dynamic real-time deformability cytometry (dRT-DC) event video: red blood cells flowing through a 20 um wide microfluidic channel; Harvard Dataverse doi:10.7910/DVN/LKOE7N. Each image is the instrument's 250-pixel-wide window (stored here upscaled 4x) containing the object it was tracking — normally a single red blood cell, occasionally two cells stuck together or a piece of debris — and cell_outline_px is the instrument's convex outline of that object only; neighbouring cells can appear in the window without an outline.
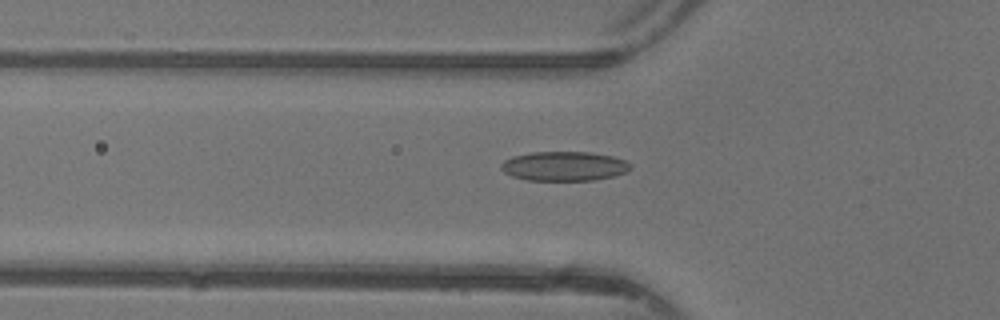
{"species": "common noctule bat (a hibernating species)", "species_latin": "Nyctalus noctula", "temperature_condition": "warm", "stored_images_in_passage": 24, "camera_frame_rate_fps": 3000, "um_per_image_px": 0.085, "animal": {"sex": "female"}, "frame": {"image": 1, "passage_image": 2, "time_ms": 0.333, "image_size_px": [1000, 320], "cell_outline_px": [[632, 168], [628, 172], [612, 176], [592, 180], [528, 180], [512, 176], [504, 172], [500, 168], [500, 164], [504, 160], [512, 156], [532, 152], [592, 152], [612, 156], [624, 160], [632, 164]], "centroid_in_image_um": [47.96, 14.12], "position_along_channel_um": 77.8, "area_um2": 22.25}}
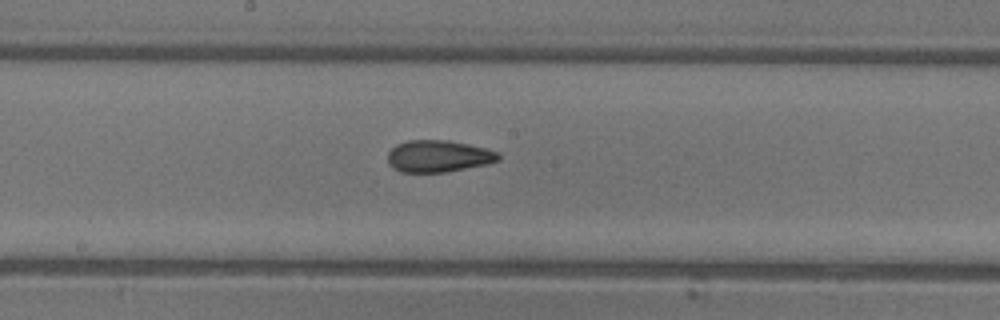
{"frame": {"image": 2, "passage_image": 11, "time_ms": 3.333, "image_size_px": [1000, 320], "cell_outline_px": [[500, 160], [488, 164], [448, 172], [400, 172], [392, 168], [388, 164], [388, 152], [396, 144], [408, 140], [448, 140], [468, 144], [500, 152]], "centroid_in_image_um": [37.27, 13.28], "position_along_channel_um": 210.9, "area_um2": 20.81}}
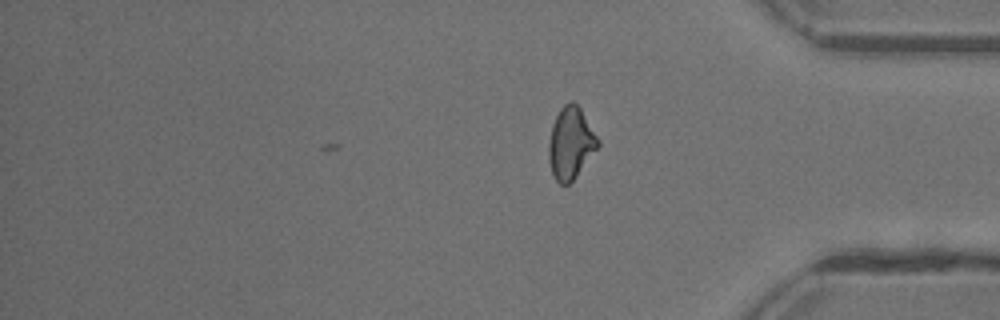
{"frame": {"image": 3, "passage_image": 24, "time_ms": 7.667, "image_size_px": [1000, 320], "cell_outline_px": [[600, 144], [576, 176], [568, 184], [560, 184], [556, 180], [552, 172], [548, 160], [548, 144], [552, 124], [560, 108], [564, 104], [572, 100], [580, 108], [600, 140]], "centroid_in_image_um": [48.5, 12.15], "position_along_channel_um": 386.7, "area_um2": 20.46}, "authors_computed_cell_mechanics": {"area_um2": 20.4612, "velocity_mm_per_s": 4.3921, "shape_relaxation_time_tau1_ms": 10.6529, "shape_relaxation_time_tau2_ms": 2.2554, "deformation_change_tau1": 0.2444, "deformation_change_tau2": 0.0966}}